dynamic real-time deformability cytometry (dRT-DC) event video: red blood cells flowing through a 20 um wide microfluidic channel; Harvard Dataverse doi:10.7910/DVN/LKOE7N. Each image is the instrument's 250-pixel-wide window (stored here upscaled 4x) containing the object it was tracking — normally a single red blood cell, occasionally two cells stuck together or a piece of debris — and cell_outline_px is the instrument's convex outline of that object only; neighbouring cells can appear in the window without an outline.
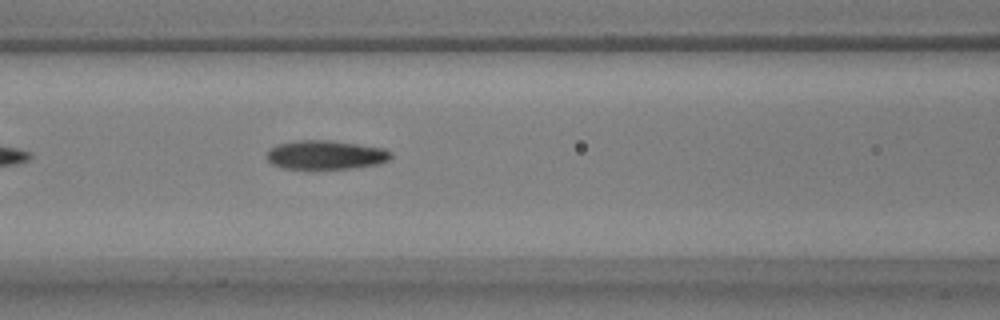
{"species": "common noctule bat (a hibernating species)", "species_latin": "Nyctalus noctula", "temperature_condition": "warm", "stored_images_in_passage": 34, "camera_frame_rate_fps": 3000, "um_per_image_px": 0.085, "animal": {"sex": "male", "body_mass_g": 17.9, "forearm_length_mm": 54.2}, "frame": {"image": 1, "passage_image": 9, "time_ms": 2.667, "image_size_px": [1000, 320], "cell_outline_px": [[392, 156], [388, 160], [376, 164], [352, 168], [284, 168], [272, 164], [264, 156], [276, 144], [296, 140], [332, 140], [384, 148], [392, 152]], "centroid_in_image_um": [27.67, 13.15], "position_along_channel_um": 138.9, "area_um2": 20.87}}
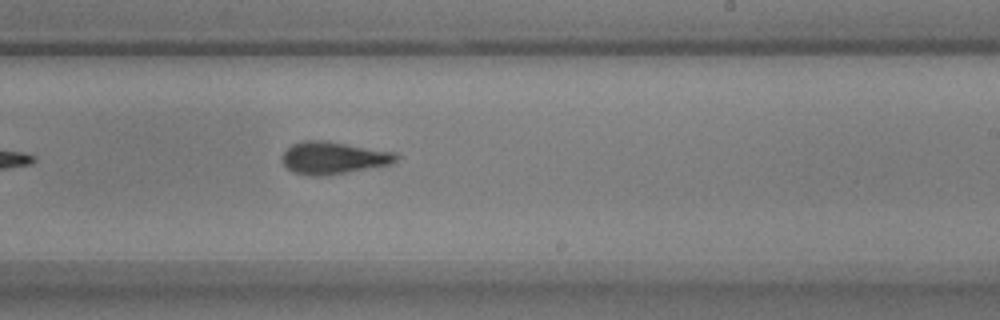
{"frame": {"image": 2, "passage_image": 19, "time_ms": 6.0, "image_size_px": [1000, 320], "cell_outline_px": [[400, 156], [392, 164], [328, 176], [312, 176], [292, 172], [280, 160], [280, 156], [292, 144], [300, 140], [328, 140], [396, 152]], "centroid_in_image_um": [28.34, 13.41], "position_along_channel_um": 260.7, "area_um2": 22.02}}
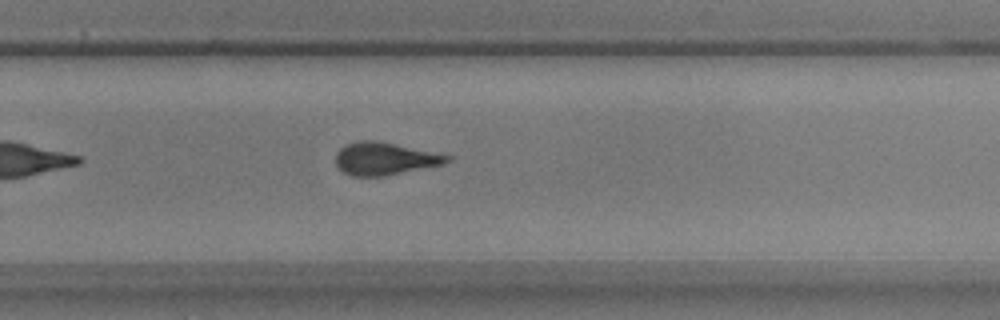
{"frame": {"image": 3, "passage_image": 22, "time_ms": 7.0, "image_size_px": [1000, 320], "cell_outline_px": [[452, 160], [444, 164], [384, 176], [352, 176], [344, 172], [336, 164], [336, 152], [340, 148], [356, 140], [376, 140], [452, 156]], "centroid_in_image_um": [32.7, 13.48], "position_along_channel_um": 297.1, "area_um2": 21.04}, "authors_computed_cell_mechanics": {"area_um2": 21.5883, "velocity_mm_per_s": 3.6574, "shape_relaxation_time_tau1_ms": 4.3105, "shape_relaxation_time_tau2_ms": 5.042, "deformation_change_tau1": 0.1384, "deformation_change_tau2": 0.162}}